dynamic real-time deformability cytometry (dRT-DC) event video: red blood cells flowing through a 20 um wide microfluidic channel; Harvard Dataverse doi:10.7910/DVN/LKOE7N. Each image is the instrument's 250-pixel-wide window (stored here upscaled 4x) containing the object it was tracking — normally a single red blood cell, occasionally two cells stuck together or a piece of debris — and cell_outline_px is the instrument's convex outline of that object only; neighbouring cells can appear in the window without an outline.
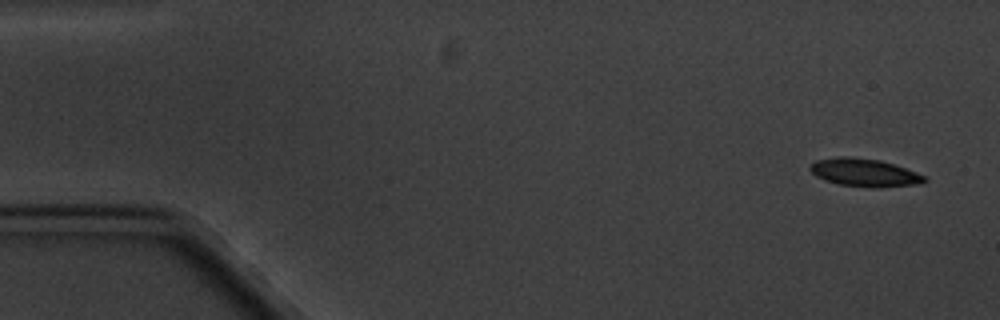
{"species": "common noctule bat (a hibernating species)", "species_latin": "Nyctalus noctula", "temperature_condition": "cold", "stored_images_in_passage": 4, "camera_frame_rate_fps": 3000, "um_per_image_px": 0.085, "animal": {"sex": "male", "body_mass_g": 20.1, "forearm_length_mm": 53.5}, "frame": {"image": 1, "passage_image": 1, "time_ms": 0.0, "image_size_px": [1000, 320], "cell_outline_px": [[928, 180], [916, 184], [880, 188], [872, 188], [840, 184], [816, 176], [808, 168], [816, 160], [836, 156], [848, 156], [880, 160], [916, 172], [924, 176]], "centroid_in_image_um": [73.46, 14.66], "position_along_channel_um": 11.5, "area_um2": 18.44}}
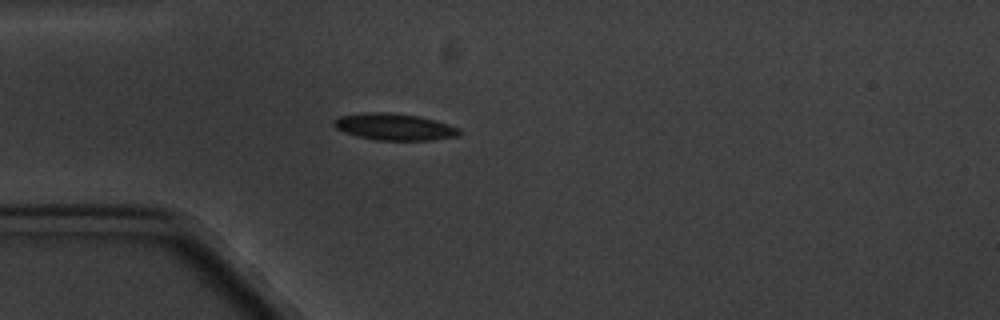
{"frame": {"image": 2, "passage_image": 4, "time_ms": 4.333, "image_size_px": [1000, 320], "cell_outline_px": [[460, 136], [432, 140], [376, 140], [356, 136], [344, 132], [336, 128], [332, 124], [332, 120], [340, 116], [368, 112], [388, 112], [420, 116], [436, 120], [460, 128]], "centroid_in_image_um": [33.53, 10.78], "position_along_channel_um": 51.5, "area_um2": 19.71}}